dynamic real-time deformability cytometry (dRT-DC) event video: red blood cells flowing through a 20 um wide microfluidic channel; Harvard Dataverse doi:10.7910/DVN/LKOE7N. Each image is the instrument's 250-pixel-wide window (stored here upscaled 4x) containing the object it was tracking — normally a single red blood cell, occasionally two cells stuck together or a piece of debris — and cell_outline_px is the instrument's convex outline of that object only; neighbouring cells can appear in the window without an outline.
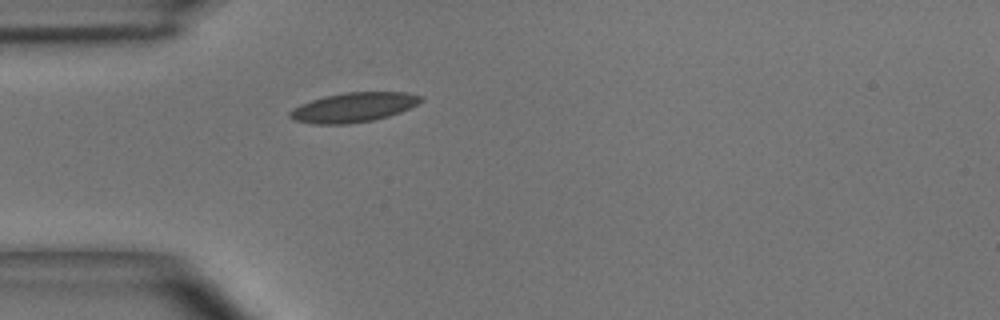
{"species": "common noctule bat (a hibernating species)", "species_latin": "Nyctalus noctula", "temperature_condition": "room temperature", "stored_images_in_passage": 36, "camera_frame_rate_fps": 3000, "um_per_image_px": 0.085, "animal": {"sex": "male", "body_mass_g": 15.6}, "frame": {"image": 1, "passage_image": 1, "time_ms": 0.0, "image_size_px": [1000, 320], "cell_outline_px": [[424, 100], [400, 112], [388, 116], [372, 120], [348, 124], [312, 124], [296, 120], [288, 116], [288, 112], [292, 108], [300, 104], [324, 96], [344, 92], [408, 92], [424, 96]], "centroid_in_image_um": [30.04, 9.11], "position_along_channel_um": 55.0, "area_um2": 22.6}}
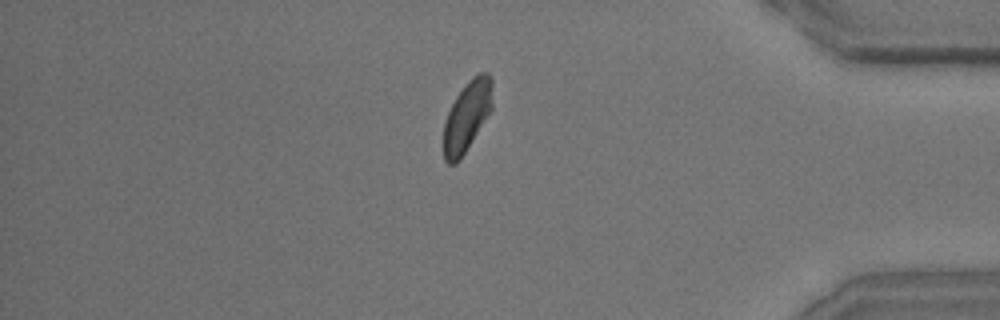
{"frame": {"image": 2, "passage_image": 29, "time_ms": 9.333, "image_size_px": [1000, 320], "cell_outline_px": [[492, 112], [460, 160], [456, 164], [448, 164], [444, 160], [444, 124], [448, 112], [456, 96], [468, 80], [472, 76], [480, 72], [488, 72], [492, 76]], "centroid_in_image_um": [39.73, 9.87], "position_along_channel_um": 395.5, "area_um2": 20.4}}
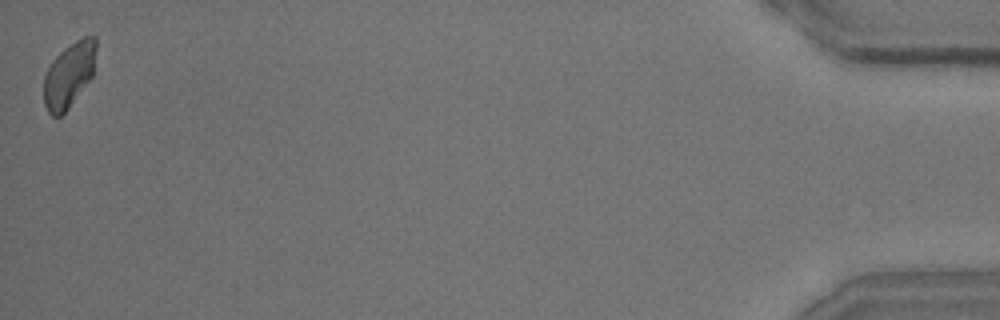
{"frame": {"image": 3, "passage_image": 36, "time_ms": 11.667, "image_size_px": [1000, 320], "cell_outline_px": [[96, 48], [92, 76], [68, 108], [60, 116], [52, 116], [48, 112], [44, 104], [44, 76], [52, 60], [64, 48], [76, 40], [84, 36], [96, 36]], "centroid_in_image_um": [5.86, 6.34], "position_along_channel_um": 429.3, "area_um2": 19.59}, "authors_computed_cell_mechanics": {"area_um2": 20.9525, "velocity_mm_per_s": 4.0337, "shape_relaxation_time_tau1_ms": 3.0705, "shape_relaxation_time_tau2_ms": 1.2238, "deformation_change_tau1": 0.1014, "deformation_change_tau2": 0.051}}